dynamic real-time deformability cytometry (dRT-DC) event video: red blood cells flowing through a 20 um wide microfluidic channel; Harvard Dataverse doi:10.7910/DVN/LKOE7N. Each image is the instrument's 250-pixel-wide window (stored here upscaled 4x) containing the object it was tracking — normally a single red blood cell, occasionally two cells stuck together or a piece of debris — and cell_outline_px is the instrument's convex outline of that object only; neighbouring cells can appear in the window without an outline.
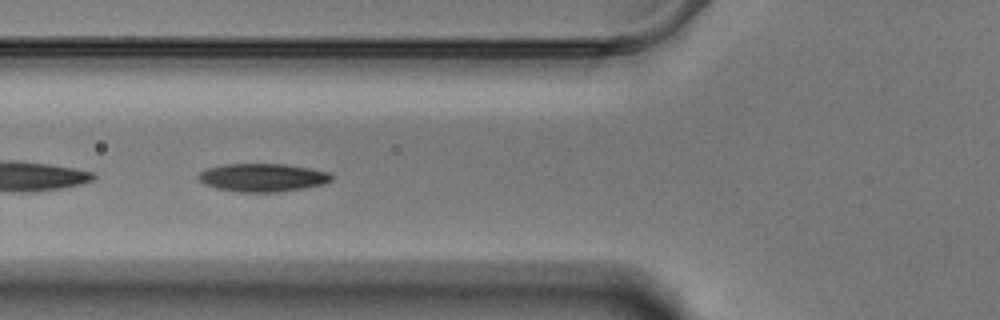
{"species": "Egyptian fruit bat (a non-hibernating species)", "species_latin": "Rousettus aegyptiacus", "temperature_condition": "warm", "stored_images_in_passage": 23, "camera_frame_rate_fps": 3000, "um_per_image_px": 0.085, "animal": {"sex": "male"}, "frame": {"image": 1, "passage_image": 4, "time_ms": 1.0, "image_size_px": [1000, 320], "cell_outline_px": [[332, 180], [324, 184], [276, 192], [240, 192], [216, 188], [204, 184], [196, 176], [200, 172], [208, 168], [224, 164], [284, 164], [308, 168], [328, 172], [332, 176]], "centroid_in_image_um": [22.29, 15.09], "position_along_channel_um": 103.5, "area_um2": 21.62}}